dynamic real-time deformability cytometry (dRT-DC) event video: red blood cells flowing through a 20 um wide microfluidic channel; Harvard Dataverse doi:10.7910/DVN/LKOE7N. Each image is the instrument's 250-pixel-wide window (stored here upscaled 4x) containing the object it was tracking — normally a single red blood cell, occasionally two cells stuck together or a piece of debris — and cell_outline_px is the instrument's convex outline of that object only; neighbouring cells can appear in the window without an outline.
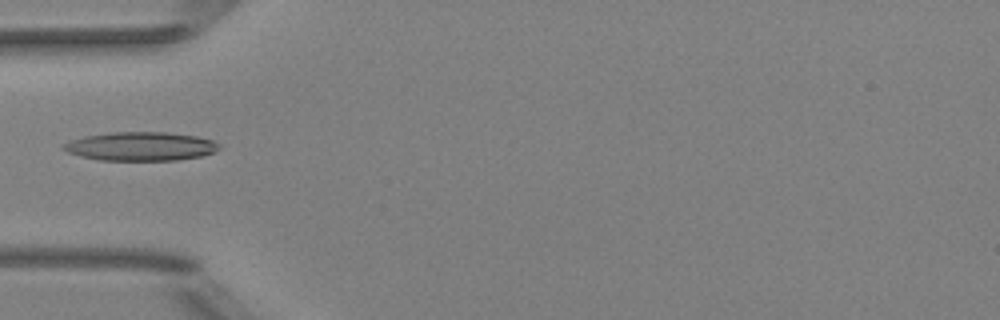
{"species": "Egyptian fruit bat (a non-hibernating species)", "species_latin": "Rousettus aegyptiacus", "temperature_condition": "room temperature", "stored_images_in_passage": 15, "camera_frame_rate_fps": 3000, "um_per_image_px": 0.085, "animal": {"sex": "female"}, "frame": {"image": 1, "passage_image": 1, "time_ms": 0.0, "image_size_px": [1000, 320], "cell_outline_px": [[220, 148], [212, 152], [200, 156], [176, 160], [100, 160], [80, 156], [68, 152], [60, 148], [68, 140], [84, 136], [112, 132], [168, 132], [196, 136], [212, 140], [220, 144]], "centroid_in_image_um": [11.92, 12.43], "position_along_channel_um": 73.1, "area_um2": 26.07}}
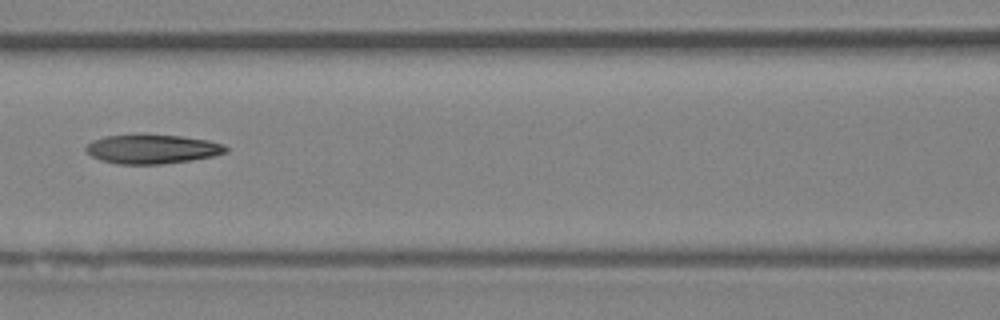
{"frame": {"image": 2, "passage_image": 7, "time_ms": 2.0, "image_size_px": [1000, 320], "cell_outline_px": [[228, 152], [212, 156], [192, 160], [160, 164], [116, 164], [100, 160], [92, 156], [84, 148], [92, 140], [104, 136], [140, 132], [180, 136], [208, 140], [224, 144], [228, 148]], "centroid_in_image_um": [12.91, 12.64], "position_along_channel_um": 153.7, "area_um2": 24.45}}